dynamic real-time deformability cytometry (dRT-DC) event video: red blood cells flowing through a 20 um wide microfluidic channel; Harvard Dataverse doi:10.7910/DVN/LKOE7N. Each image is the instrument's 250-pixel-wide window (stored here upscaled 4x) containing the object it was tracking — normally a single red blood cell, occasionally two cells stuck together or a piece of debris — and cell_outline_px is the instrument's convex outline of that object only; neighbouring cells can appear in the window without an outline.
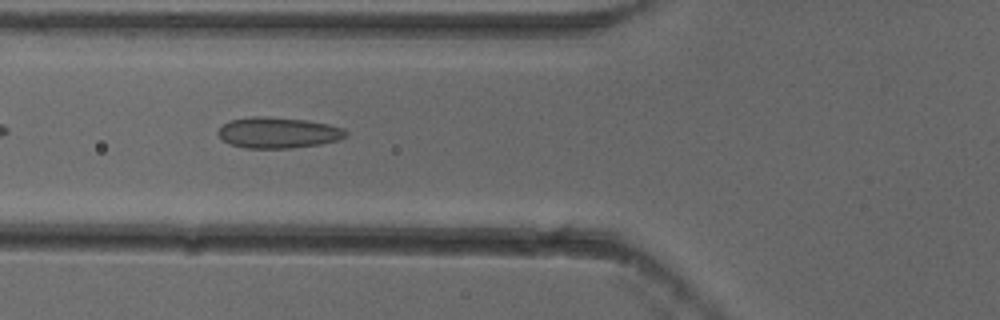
{"species": "common noctule bat (a hibernating species)", "species_latin": "Nyctalus noctula", "temperature_condition": "cold", "stored_images_in_passage": 39, "camera_frame_rate_fps": 3000, "um_per_image_px": 0.085, "animal": {"sex": "female"}, "frame": {"image": 1, "passage_image": 6, "time_ms": 1.667, "image_size_px": [1000, 320], "cell_outline_px": [[348, 136], [340, 140], [320, 144], [292, 148], [244, 148], [228, 144], [216, 132], [224, 124], [232, 120], [252, 116], [268, 116], [308, 120], [328, 124], [344, 128], [348, 132]], "centroid_in_image_um": [23.68, 11.28], "position_along_channel_um": 102.1, "area_um2": 23.24}}
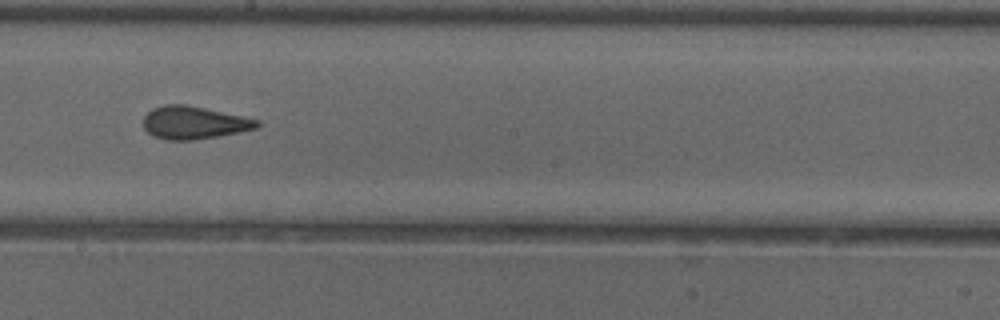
{"frame": {"image": 2, "passage_image": 16, "time_ms": 5.0, "image_size_px": [1000, 320], "cell_outline_px": [[260, 124], [256, 128], [240, 132], [192, 140], [168, 140], [152, 136], [144, 128], [144, 116], [152, 108], [164, 104], [184, 104], [204, 108], [260, 120]], "centroid_in_image_um": [16.46, 10.42], "position_along_channel_um": 231.7, "area_um2": 21.56}}
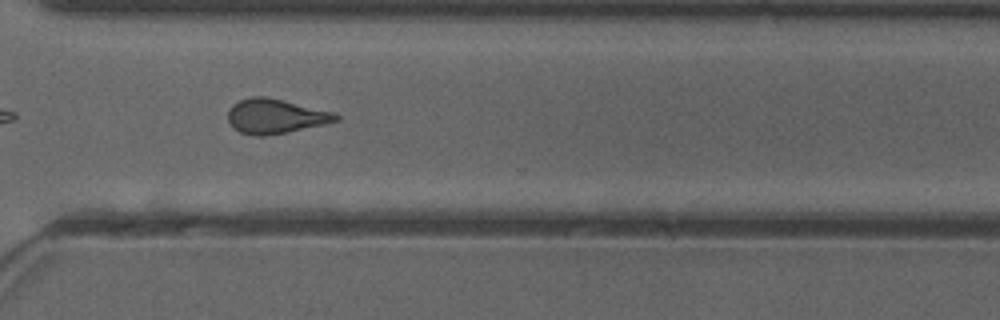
{"frame": {"image": 3, "passage_image": 25, "time_ms": 8.0, "image_size_px": [1000, 320], "cell_outline_px": [[340, 120], [324, 124], [264, 136], [252, 136], [240, 132], [232, 128], [228, 120], [228, 108], [232, 104], [240, 100], [252, 96], [268, 96], [332, 112], [340, 116]], "centroid_in_image_um": [23.35, 9.87], "position_along_channel_um": 347.2, "area_um2": 21.73}, "authors_computed_cell_mechanics": {"area_um2": 21.3282, "velocity_mm_per_s": 3.8669, "shape_relaxation_time_tau1_ms": null, "shape_relaxation_time_tau2_ms": 1.7581, "deformation_change_tau1": null, "deformation_change_tau2": 0.1082}}